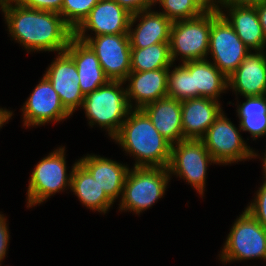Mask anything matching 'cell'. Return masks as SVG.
Masks as SVG:
<instances>
[{
  "label": "cell",
  "instance_id": "cell-1",
  "mask_svg": "<svg viewBox=\"0 0 266 266\" xmlns=\"http://www.w3.org/2000/svg\"><path fill=\"white\" fill-rule=\"evenodd\" d=\"M0 8L9 34L29 52H64L73 37L58 13L27 8L14 0H0Z\"/></svg>",
  "mask_w": 266,
  "mask_h": 266
},
{
  "label": "cell",
  "instance_id": "cell-2",
  "mask_svg": "<svg viewBox=\"0 0 266 266\" xmlns=\"http://www.w3.org/2000/svg\"><path fill=\"white\" fill-rule=\"evenodd\" d=\"M112 139L125 153L135 157V167L169 166L172 145L157 131L142 109H131Z\"/></svg>",
  "mask_w": 266,
  "mask_h": 266
},
{
  "label": "cell",
  "instance_id": "cell-3",
  "mask_svg": "<svg viewBox=\"0 0 266 266\" xmlns=\"http://www.w3.org/2000/svg\"><path fill=\"white\" fill-rule=\"evenodd\" d=\"M124 81H109L84 97L82 108L85 110L91 127L99 125L107 129L111 139L119 132L122 123L131 110Z\"/></svg>",
  "mask_w": 266,
  "mask_h": 266
},
{
  "label": "cell",
  "instance_id": "cell-4",
  "mask_svg": "<svg viewBox=\"0 0 266 266\" xmlns=\"http://www.w3.org/2000/svg\"><path fill=\"white\" fill-rule=\"evenodd\" d=\"M133 167L126 176L119 208L139 215L164 196L171 175L166 167Z\"/></svg>",
  "mask_w": 266,
  "mask_h": 266
},
{
  "label": "cell",
  "instance_id": "cell-5",
  "mask_svg": "<svg viewBox=\"0 0 266 266\" xmlns=\"http://www.w3.org/2000/svg\"><path fill=\"white\" fill-rule=\"evenodd\" d=\"M212 13L204 12L195 18L174 21L169 47L172 63L181 56L182 63L207 59Z\"/></svg>",
  "mask_w": 266,
  "mask_h": 266
},
{
  "label": "cell",
  "instance_id": "cell-6",
  "mask_svg": "<svg viewBox=\"0 0 266 266\" xmlns=\"http://www.w3.org/2000/svg\"><path fill=\"white\" fill-rule=\"evenodd\" d=\"M222 262L261 258L266 261V229L245 209L226 238Z\"/></svg>",
  "mask_w": 266,
  "mask_h": 266
},
{
  "label": "cell",
  "instance_id": "cell-7",
  "mask_svg": "<svg viewBox=\"0 0 266 266\" xmlns=\"http://www.w3.org/2000/svg\"><path fill=\"white\" fill-rule=\"evenodd\" d=\"M72 171L67 174L65 147H60L39 161L30 176L27 207L46 201L56 192L70 187Z\"/></svg>",
  "mask_w": 266,
  "mask_h": 266
},
{
  "label": "cell",
  "instance_id": "cell-8",
  "mask_svg": "<svg viewBox=\"0 0 266 266\" xmlns=\"http://www.w3.org/2000/svg\"><path fill=\"white\" fill-rule=\"evenodd\" d=\"M209 163L217 164L202 140L184 139L171 146L169 174L186 180L200 195L205 191Z\"/></svg>",
  "mask_w": 266,
  "mask_h": 266
},
{
  "label": "cell",
  "instance_id": "cell-9",
  "mask_svg": "<svg viewBox=\"0 0 266 266\" xmlns=\"http://www.w3.org/2000/svg\"><path fill=\"white\" fill-rule=\"evenodd\" d=\"M201 140L217 164L228 165L259 156L247 146L239 130L224 115V111Z\"/></svg>",
  "mask_w": 266,
  "mask_h": 266
},
{
  "label": "cell",
  "instance_id": "cell-10",
  "mask_svg": "<svg viewBox=\"0 0 266 266\" xmlns=\"http://www.w3.org/2000/svg\"><path fill=\"white\" fill-rule=\"evenodd\" d=\"M88 35V36H87ZM73 35L96 54L105 75L111 81H124L131 72V46L128 34Z\"/></svg>",
  "mask_w": 266,
  "mask_h": 266
},
{
  "label": "cell",
  "instance_id": "cell-11",
  "mask_svg": "<svg viewBox=\"0 0 266 266\" xmlns=\"http://www.w3.org/2000/svg\"><path fill=\"white\" fill-rule=\"evenodd\" d=\"M250 52L227 20L212 13L208 55H212L213 64L228 78Z\"/></svg>",
  "mask_w": 266,
  "mask_h": 266
},
{
  "label": "cell",
  "instance_id": "cell-12",
  "mask_svg": "<svg viewBox=\"0 0 266 266\" xmlns=\"http://www.w3.org/2000/svg\"><path fill=\"white\" fill-rule=\"evenodd\" d=\"M22 112L25 127L39 126L52 121L59 122L71 116L45 76L25 101Z\"/></svg>",
  "mask_w": 266,
  "mask_h": 266
},
{
  "label": "cell",
  "instance_id": "cell-13",
  "mask_svg": "<svg viewBox=\"0 0 266 266\" xmlns=\"http://www.w3.org/2000/svg\"><path fill=\"white\" fill-rule=\"evenodd\" d=\"M57 54L44 76L58 93L62 105L72 115L77 107H82L85 96L79 86V76L73 59L65 51Z\"/></svg>",
  "mask_w": 266,
  "mask_h": 266
},
{
  "label": "cell",
  "instance_id": "cell-14",
  "mask_svg": "<svg viewBox=\"0 0 266 266\" xmlns=\"http://www.w3.org/2000/svg\"><path fill=\"white\" fill-rule=\"evenodd\" d=\"M131 15L114 0H99L73 35H85L87 30L95 36L128 34Z\"/></svg>",
  "mask_w": 266,
  "mask_h": 266
},
{
  "label": "cell",
  "instance_id": "cell-15",
  "mask_svg": "<svg viewBox=\"0 0 266 266\" xmlns=\"http://www.w3.org/2000/svg\"><path fill=\"white\" fill-rule=\"evenodd\" d=\"M168 69L161 68L143 72H130L124 82L129 81L126 89L131 109H142L167 95ZM135 101L133 107L132 101Z\"/></svg>",
  "mask_w": 266,
  "mask_h": 266
},
{
  "label": "cell",
  "instance_id": "cell-16",
  "mask_svg": "<svg viewBox=\"0 0 266 266\" xmlns=\"http://www.w3.org/2000/svg\"><path fill=\"white\" fill-rule=\"evenodd\" d=\"M222 111L219 101L209 98L199 97L181 101L183 140H201Z\"/></svg>",
  "mask_w": 266,
  "mask_h": 266
},
{
  "label": "cell",
  "instance_id": "cell-17",
  "mask_svg": "<svg viewBox=\"0 0 266 266\" xmlns=\"http://www.w3.org/2000/svg\"><path fill=\"white\" fill-rule=\"evenodd\" d=\"M141 20L134 29L135 21ZM173 22L164 14L151 9L131 15L128 37L131 48H145L158 43H169Z\"/></svg>",
  "mask_w": 266,
  "mask_h": 266
},
{
  "label": "cell",
  "instance_id": "cell-18",
  "mask_svg": "<svg viewBox=\"0 0 266 266\" xmlns=\"http://www.w3.org/2000/svg\"><path fill=\"white\" fill-rule=\"evenodd\" d=\"M228 87L244 97L266 95V54L250 52L228 77Z\"/></svg>",
  "mask_w": 266,
  "mask_h": 266
},
{
  "label": "cell",
  "instance_id": "cell-19",
  "mask_svg": "<svg viewBox=\"0 0 266 266\" xmlns=\"http://www.w3.org/2000/svg\"><path fill=\"white\" fill-rule=\"evenodd\" d=\"M65 52L73 59L77 67L79 86L84 96L110 81L96 54L85 42L73 36Z\"/></svg>",
  "mask_w": 266,
  "mask_h": 266
},
{
  "label": "cell",
  "instance_id": "cell-20",
  "mask_svg": "<svg viewBox=\"0 0 266 266\" xmlns=\"http://www.w3.org/2000/svg\"><path fill=\"white\" fill-rule=\"evenodd\" d=\"M78 162L114 202L115 199L122 197L125 179L129 171L127 165L94 154L84 156Z\"/></svg>",
  "mask_w": 266,
  "mask_h": 266
},
{
  "label": "cell",
  "instance_id": "cell-21",
  "mask_svg": "<svg viewBox=\"0 0 266 266\" xmlns=\"http://www.w3.org/2000/svg\"><path fill=\"white\" fill-rule=\"evenodd\" d=\"M142 110L171 145L183 140L181 101L166 96L145 105Z\"/></svg>",
  "mask_w": 266,
  "mask_h": 266
},
{
  "label": "cell",
  "instance_id": "cell-22",
  "mask_svg": "<svg viewBox=\"0 0 266 266\" xmlns=\"http://www.w3.org/2000/svg\"><path fill=\"white\" fill-rule=\"evenodd\" d=\"M229 8V9H228ZM226 12L220 14L234 28L241 41L254 51H264L266 47V37L255 6H231L226 7Z\"/></svg>",
  "mask_w": 266,
  "mask_h": 266
},
{
  "label": "cell",
  "instance_id": "cell-23",
  "mask_svg": "<svg viewBox=\"0 0 266 266\" xmlns=\"http://www.w3.org/2000/svg\"><path fill=\"white\" fill-rule=\"evenodd\" d=\"M182 65L192 75L194 98L204 97L218 101L228 89V78L209 60L187 61Z\"/></svg>",
  "mask_w": 266,
  "mask_h": 266
},
{
  "label": "cell",
  "instance_id": "cell-24",
  "mask_svg": "<svg viewBox=\"0 0 266 266\" xmlns=\"http://www.w3.org/2000/svg\"><path fill=\"white\" fill-rule=\"evenodd\" d=\"M70 190L88 209L105 214L114 201L98 185L91 174L78 162L72 166Z\"/></svg>",
  "mask_w": 266,
  "mask_h": 266
},
{
  "label": "cell",
  "instance_id": "cell-25",
  "mask_svg": "<svg viewBox=\"0 0 266 266\" xmlns=\"http://www.w3.org/2000/svg\"><path fill=\"white\" fill-rule=\"evenodd\" d=\"M237 104L240 131H248L253 140L266 136V95L245 97Z\"/></svg>",
  "mask_w": 266,
  "mask_h": 266
},
{
  "label": "cell",
  "instance_id": "cell-26",
  "mask_svg": "<svg viewBox=\"0 0 266 266\" xmlns=\"http://www.w3.org/2000/svg\"><path fill=\"white\" fill-rule=\"evenodd\" d=\"M131 72H143L173 66L169 43L131 48Z\"/></svg>",
  "mask_w": 266,
  "mask_h": 266
},
{
  "label": "cell",
  "instance_id": "cell-27",
  "mask_svg": "<svg viewBox=\"0 0 266 266\" xmlns=\"http://www.w3.org/2000/svg\"><path fill=\"white\" fill-rule=\"evenodd\" d=\"M167 95L179 101L194 98L192 75L182 64L168 69Z\"/></svg>",
  "mask_w": 266,
  "mask_h": 266
},
{
  "label": "cell",
  "instance_id": "cell-28",
  "mask_svg": "<svg viewBox=\"0 0 266 266\" xmlns=\"http://www.w3.org/2000/svg\"><path fill=\"white\" fill-rule=\"evenodd\" d=\"M163 7L164 14L172 22L200 16L204 11L194 0H156Z\"/></svg>",
  "mask_w": 266,
  "mask_h": 266
},
{
  "label": "cell",
  "instance_id": "cell-29",
  "mask_svg": "<svg viewBox=\"0 0 266 266\" xmlns=\"http://www.w3.org/2000/svg\"><path fill=\"white\" fill-rule=\"evenodd\" d=\"M98 2L99 0H64L59 14L74 31Z\"/></svg>",
  "mask_w": 266,
  "mask_h": 266
},
{
  "label": "cell",
  "instance_id": "cell-30",
  "mask_svg": "<svg viewBox=\"0 0 266 266\" xmlns=\"http://www.w3.org/2000/svg\"><path fill=\"white\" fill-rule=\"evenodd\" d=\"M257 190L254 202L245 208L266 229V177Z\"/></svg>",
  "mask_w": 266,
  "mask_h": 266
},
{
  "label": "cell",
  "instance_id": "cell-31",
  "mask_svg": "<svg viewBox=\"0 0 266 266\" xmlns=\"http://www.w3.org/2000/svg\"><path fill=\"white\" fill-rule=\"evenodd\" d=\"M19 5L43 11L58 13L61 11L64 0H14Z\"/></svg>",
  "mask_w": 266,
  "mask_h": 266
},
{
  "label": "cell",
  "instance_id": "cell-32",
  "mask_svg": "<svg viewBox=\"0 0 266 266\" xmlns=\"http://www.w3.org/2000/svg\"><path fill=\"white\" fill-rule=\"evenodd\" d=\"M130 14L139 13L143 10L151 9L156 4V0H114Z\"/></svg>",
  "mask_w": 266,
  "mask_h": 266
},
{
  "label": "cell",
  "instance_id": "cell-33",
  "mask_svg": "<svg viewBox=\"0 0 266 266\" xmlns=\"http://www.w3.org/2000/svg\"><path fill=\"white\" fill-rule=\"evenodd\" d=\"M6 220L7 219L4 217V215L0 214V265L4 257L6 256L10 239Z\"/></svg>",
  "mask_w": 266,
  "mask_h": 266
},
{
  "label": "cell",
  "instance_id": "cell-34",
  "mask_svg": "<svg viewBox=\"0 0 266 266\" xmlns=\"http://www.w3.org/2000/svg\"><path fill=\"white\" fill-rule=\"evenodd\" d=\"M195 3L204 11V12H211L220 14L222 11L219 7L220 0H194ZM219 3V4H218Z\"/></svg>",
  "mask_w": 266,
  "mask_h": 266
},
{
  "label": "cell",
  "instance_id": "cell-35",
  "mask_svg": "<svg viewBox=\"0 0 266 266\" xmlns=\"http://www.w3.org/2000/svg\"><path fill=\"white\" fill-rule=\"evenodd\" d=\"M263 0H220L221 9L222 7L231 6H256Z\"/></svg>",
  "mask_w": 266,
  "mask_h": 266
},
{
  "label": "cell",
  "instance_id": "cell-36",
  "mask_svg": "<svg viewBox=\"0 0 266 266\" xmlns=\"http://www.w3.org/2000/svg\"><path fill=\"white\" fill-rule=\"evenodd\" d=\"M259 17V22L262 26L264 35L266 37V0L261 1L255 6Z\"/></svg>",
  "mask_w": 266,
  "mask_h": 266
},
{
  "label": "cell",
  "instance_id": "cell-37",
  "mask_svg": "<svg viewBox=\"0 0 266 266\" xmlns=\"http://www.w3.org/2000/svg\"><path fill=\"white\" fill-rule=\"evenodd\" d=\"M12 115V111L0 108V128H2L3 125L11 119Z\"/></svg>",
  "mask_w": 266,
  "mask_h": 266
},
{
  "label": "cell",
  "instance_id": "cell-38",
  "mask_svg": "<svg viewBox=\"0 0 266 266\" xmlns=\"http://www.w3.org/2000/svg\"><path fill=\"white\" fill-rule=\"evenodd\" d=\"M264 155H265L264 158H262V160H263L262 165H263V170H264V173H265L263 175L266 177V150H265Z\"/></svg>",
  "mask_w": 266,
  "mask_h": 266
}]
</instances>
